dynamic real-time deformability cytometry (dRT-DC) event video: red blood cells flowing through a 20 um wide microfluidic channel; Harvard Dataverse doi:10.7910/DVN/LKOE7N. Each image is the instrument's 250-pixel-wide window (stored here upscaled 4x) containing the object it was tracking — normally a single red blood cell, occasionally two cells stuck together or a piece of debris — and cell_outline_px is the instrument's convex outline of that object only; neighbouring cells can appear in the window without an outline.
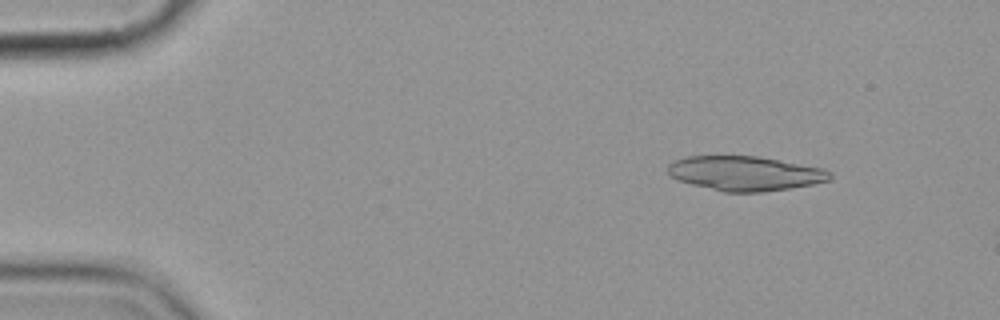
{"species": "common noctule bat (a hibernating species)", "species_latin": "Nyctalus noctula", "temperature_condition": "cold", "stored_images_in_passage": 4, "camera_frame_rate_fps": 3000, "um_per_image_px": 0.085, "animal": {"sex": "female", "body_mass_g": 19.9}, "frame": {"image": 1, "passage_image": 2, "time_ms": 1.0, "image_size_px": [1000, 320], "cell_outline_px": [[832, 176], [828, 180], [812, 184], [792, 188], [764, 192], [724, 192], [676, 180], [668, 172], [668, 164], [676, 160], [688, 156], [756, 156], [820, 168], [832, 172]], "centroid_in_image_um": [63.31, 14.75], "position_along_channel_um": 21.7, "area_um2": 32.31}}